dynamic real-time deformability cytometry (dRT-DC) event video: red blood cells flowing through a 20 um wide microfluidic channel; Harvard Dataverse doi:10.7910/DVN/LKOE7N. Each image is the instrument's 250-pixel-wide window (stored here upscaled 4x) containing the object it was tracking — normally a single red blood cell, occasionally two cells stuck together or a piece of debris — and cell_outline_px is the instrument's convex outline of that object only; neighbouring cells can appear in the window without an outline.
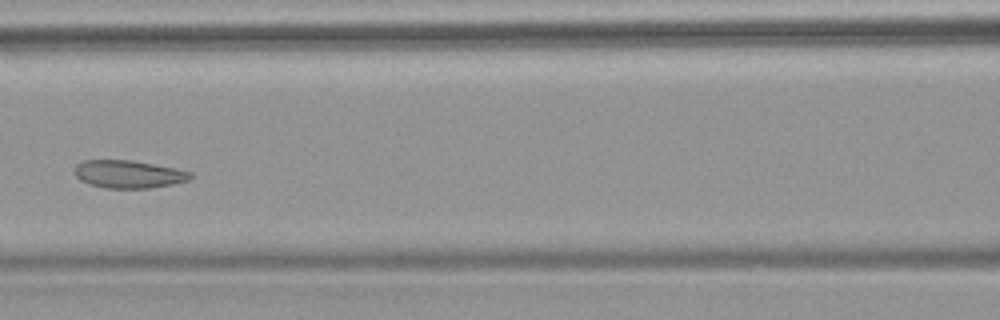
{"species": "common noctule bat (a hibernating species)", "species_latin": "Nyctalus noctula", "temperature_condition": "warm", "stored_images_in_passage": 8, "camera_frame_rate_fps": 3000, "um_per_image_px": 0.085, "animal": {"sex": "female", "body_mass_g": 18.4}, "frame": {"image": 1, "passage_image": 8, "time_ms": 9.0, "image_size_px": [1000, 320], "cell_outline_px": [[192, 176], [188, 180], [172, 184], [148, 188], [104, 188], [88, 184], [80, 180], [76, 176], [76, 164], [84, 160], [132, 160], [176, 168], [192, 172]], "centroid_in_image_um": [10.92, 14.8], "position_along_channel_um": 155.7, "area_um2": 18.73}}